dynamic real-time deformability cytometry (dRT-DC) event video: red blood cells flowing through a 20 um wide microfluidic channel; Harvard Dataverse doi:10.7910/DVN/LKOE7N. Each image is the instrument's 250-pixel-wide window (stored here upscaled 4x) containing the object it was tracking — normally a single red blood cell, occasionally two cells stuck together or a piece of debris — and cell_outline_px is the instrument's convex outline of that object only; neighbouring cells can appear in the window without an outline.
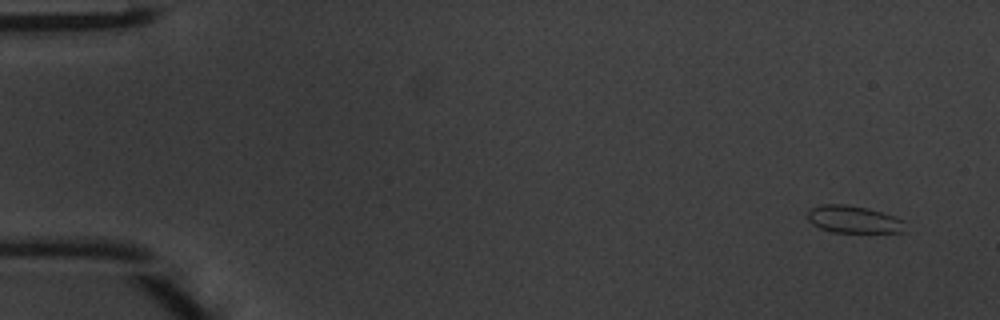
{"species": "common noctule bat (a hibernating species)", "species_latin": "Nyctalus noctula", "temperature_condition": "warm", "stored_images_in_passage": 46, "camera_frame_rate_fps": 3000, "um_per_image_px": 0.085, "animal": {"sex": "male", "body_mass_g": 20.1, "forearm_length_mm": 53.5}, "frame": {"image": 1, "passage_image": 1, "time_ms": 0.0, "image_size_px": [1000, 320], "cell_outline_px": [[904, 232], [832, 232], [820, 228], [812, 224], [808, 220], [808, 212], [812, 208], [820, 204], [848, 204], [868, 208], [896, 216], [904, 220]], "centroid_in_image_um": [72.56, 18.64], "position_along_channel_um": 12.4, "area_um2": 15.61}}
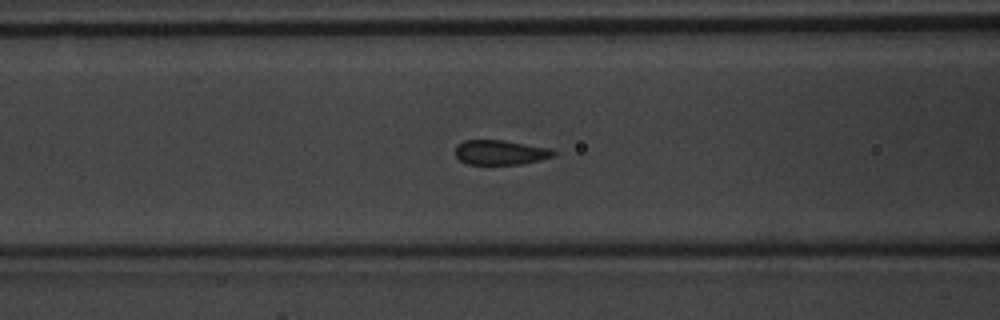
{"frame": {"image": 2, "passage_image": 18, "time_ms": 5.667, "image_size_px": [1000, 320], "cell_outline_px": [[560, 152], [556, 156], [520, 164], [468, 164], [460, 160], [456, 156], [456, 144], [464, 140], [504, 140], [552, 148]], "centroid_in_image_um": [42.59, 12.94], "position_along_channel_um": 124.0, "area_um2": 14.33}}
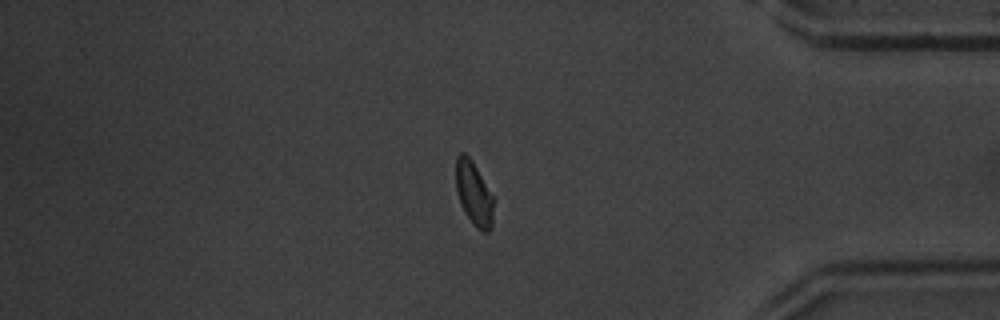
{"frame": {"image": 3, "passage_image": 39, "time_ms": 12.667, "image_size_px": [1000, 320], "cell_outline_px": [[496, 196], [492, 228], [488, 232], [484, 232], [476, 228], [472, 224], [464, 212], [460, 204], [456, 188], [456, 156], [460, 152], [464, 152], [472, 160]], "centroid_in_image_um": [40.34, 16.47], "position_along_channel_um": 394.9, "area_um2": 14.85}, "authors_computed_cell_mechanics": {"area_um2": 14.7968, "velocity_mm_per_s": 4.2378, "shape_relaxation_time_tau1_ms": 3.2394, "shape_relaxation_time_tau2_ms": null, "deformation_change_tau1": 0.0905, "deformation_change_tau2": null}}